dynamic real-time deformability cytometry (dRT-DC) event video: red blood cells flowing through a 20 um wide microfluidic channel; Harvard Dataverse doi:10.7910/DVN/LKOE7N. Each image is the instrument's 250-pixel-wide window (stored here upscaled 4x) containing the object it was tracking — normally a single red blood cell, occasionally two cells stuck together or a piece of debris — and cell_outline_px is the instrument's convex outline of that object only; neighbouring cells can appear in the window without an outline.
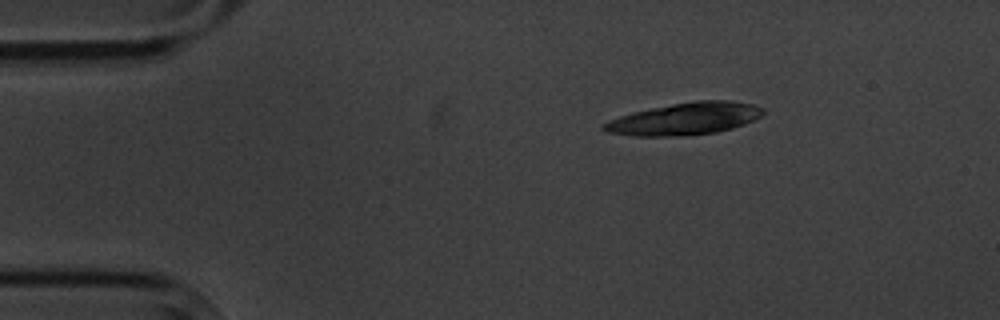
{"species": "common noctule bat (a hibernating species)", "species_latin": "Nyctalus noctula", "temperature_condition": "cold", "stored_images_in_passage": 5, "camera_frame_rate_fps": 3000, "um_per_image_px": 0.085, "animal": {"sex": "male", "body_mass_g": 20.1, "forearm_length_mm": 53.5}, "frame": {"image": 1, "passage_image": 1, "time_ms": 0.0, "image_size_px": [1000, 320], "cell_outline_px": [[764, 112], [760, 116], [744, 124], [732, 128], [716, 132], [680, 136], [632, 136], [608, 132], [600, 128], [600, 124], [608, 120], [632, 112], [672, 104], [696, 100], [732, 100], [752, 104], [764, 108]], "centroid_in_image_um": [58.18, 10.09], "position_along_channel_um": 26.8, "area_um2": 29.88}}
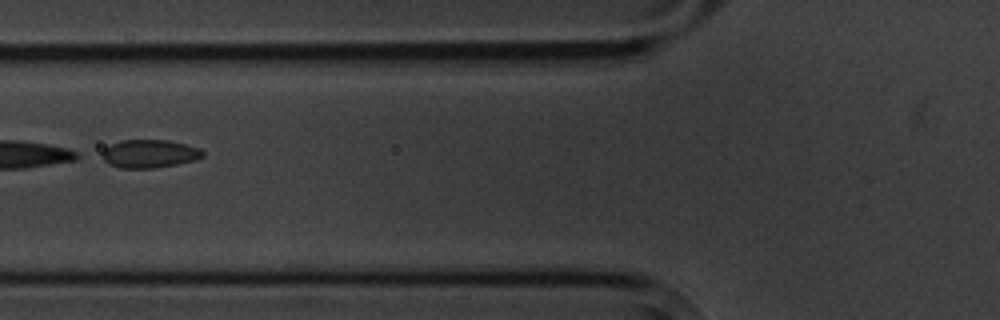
{"frame": {"image": 2, "passage_image": 4, "time_ms": 4.333, "image_size_px": [1000, 320], "cell_outline_px": [[204, 156], [196, 160], [156, 168], [120, 168], [108, 164], [96, 152], [120, 140], [168, 140], [200, 148], [204, 152]], "centroid_in_image_um": [12.64, 13.07], "position_along_channel_um": 113.2, "area_um2": 16.82}}
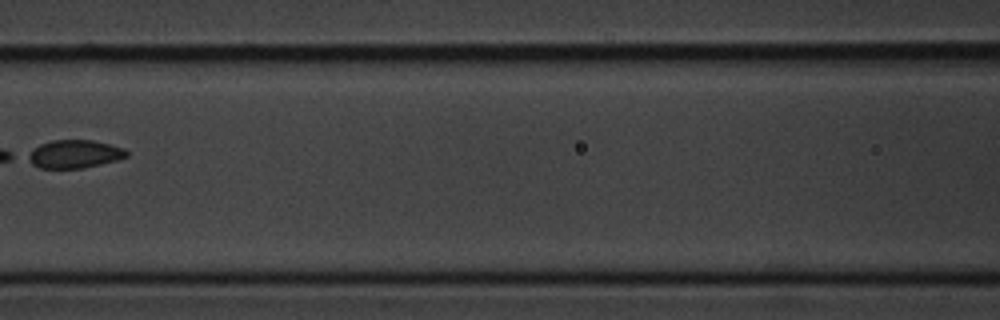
{"frame": {"image": 3, "passage_image": 5, "time_ms": 5.667, "image_size_px": [1000, 320], "cell_outline_px": [[128, 156], [116, 160], [84, 168], [40, 168], [32, 164], [24, 156], [24, 152], [40, 144], [52, 140], [92, 140], [112, 144], [124, 148], [128, 152]], "centroid_in_image_um": [6.27, 13.08], "position_along_channel_um": 160.3, "area_um2": 16.47}}